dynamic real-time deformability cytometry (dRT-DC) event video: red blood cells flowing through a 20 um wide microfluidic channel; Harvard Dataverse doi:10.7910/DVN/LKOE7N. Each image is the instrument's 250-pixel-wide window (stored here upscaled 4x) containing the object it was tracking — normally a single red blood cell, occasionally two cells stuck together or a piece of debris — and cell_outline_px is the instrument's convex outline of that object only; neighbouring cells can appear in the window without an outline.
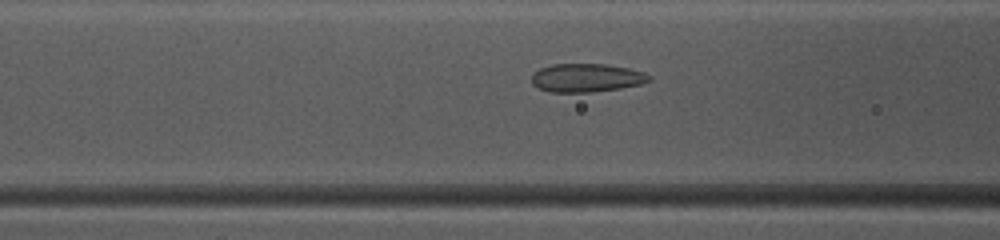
{"species": "common noctule bat (a hibernating species)", "species_latin": "Nyctalus noctula", "temperature_condition": "warm", "stored_images_in_passage": 38, "camera_frame_rate_fps": 3000, "um_per_image_px": 0.085, "animal": {"sex": "female", "body_mass_g": 10.0, "forearm_length_mm": 53.1}, "frame": {"image": 1, "passage_image": 8, "time_ms": 2.333, "image_size_px": [1000, 240], "cell_outline_px": [[652, 80], [640, 84], [620, 88], [588, 92], [548, 92], [532, 84], [532, 72], [540, 68], [552, 64], [608, 64], [628, 68], [644, 72], [652, 76]], "centroid_in_image_um": [49.85, 6.6], "position_along_channel_um": 116.8, "area_um2": 19.54}}
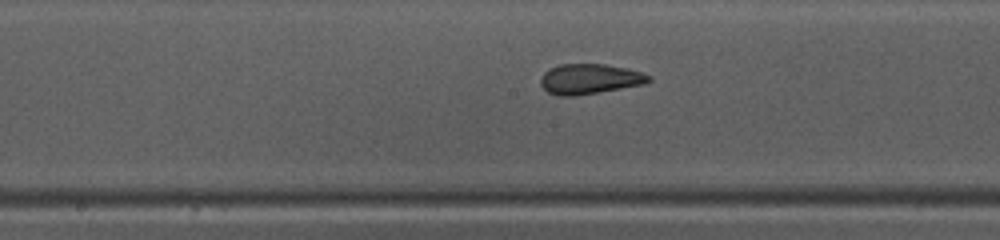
{"frame": {"image": 2, "passage_image": 14, "time_ms": 4.333, "image_size_px": [1000, 240], "cell_outline_px": [[652, 80], [644, 84], [576, 96], [556, 96], [548, 92], [540, 84], [540, 80], [544, 72], [560, 64], [604, 64], [628, 68], [652, 76]], "centroid_in_image_um": [50.13, 6.72], "position_along_channel_um": 198.1, "area_um2": 19.02}}
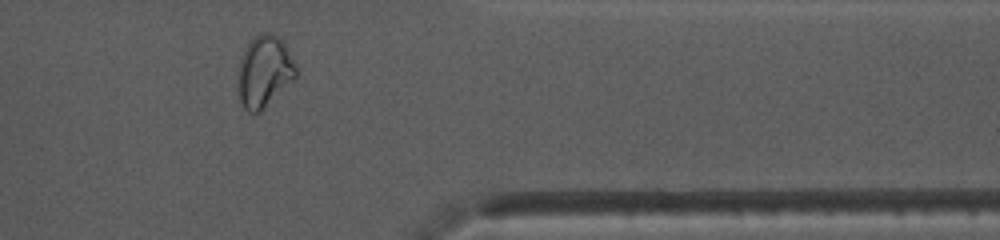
{"frame": {"image": 3, "passage_image": 29, "time_ms": 9.333, "image_size_px": [1000, 240], "cell_outline_px": [[296, 76], [260, 112], [248, 112], [244, 108], [240, 100], [240, 60], [252, 36], [260, 32], [272, 32], [280, 36], [296, 64]], "centroid_in_image_um": [22.49, 6.01], "position_along_channel_um": 388.9, "area_um2": 23.7}, "authors_computed_cell_mechanics": {"area_um2": 19.8543, "velocity_mm_per_s": 4.0374, "shape_relaxation_time_tau1_ms": null, "shape_relaxation_time_tau2_ms": 1.1352, "deformation_change_tau1": null, "deformation_change_tau2": 0.0732}}